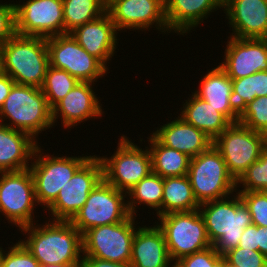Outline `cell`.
<instances>
[{
	"instance_id": "43",
	"label": "cell",
	"mask_w": 267,
	"mask_h": 267,
	"mask_svg": "<svg viewBox=\"0 0 267 267\" xmlns=\"http://www.w3.org/2000/svg\"><path fill=\"white\" fill-rule=\"evenodd\" d=\"M14 84L15 81L9 75L4 72L0 73V109Z\"/></svg>"
},
{
	"instance_id": "23",
	"label": "cell",
	"mask_w": 267,
	"mask_h": 267,
	"mask_svg": "<svg viewBox=\"0 0 267 267\" xmlns=\"http://www.w3.org/2000/svg\"><path fill=\"white\" fill-rule=\"evenodd\" d=\"M224 0H167L165 17L169 31L184 35L197 27L214 10L223 8Z\"/></svg>"
},
{
	"instance_id": "37",
	"label": "cell",
	"mask_w": 267,
	"mask_h": 267,
	"mask_svg": "<svg viewBox=\"0 0 267 267\" xmlns=\"http://www.w3.org/2000/svg\"><path fill=\"white\" fill-rule=\"evenodd\" d=\"M222 262L223 256L218 254L212 245L178 259L173 265L174 267H218Z\"/></svg>"
},
{
	"instance_id": "15",
	"label": "cell",
	"mask_w": 267,
	"mask_h": 267,
	"mask_svg": "<svg viewBox=\"0 0 267 267\" xmlns=\"http://www.w3.org/2000/svg\"><path fill=\"white\" fill-rule=\"evenodd\" d=\"M14 8L16 34L43 38L65 34L63 0H28L14 3Z\"/></svg>"
},
{
	"instance_id": "19",
	"label": "cell",
	"mask_w": 267,
	"mask_h": 267,
	"mask_svg": "<svg viewBox=\"0 0 267 267\" xmlns=\"http://www.w3.org/2000/svg\"><path fill=\"white\" fill-rule=\"evenodd\" d=\"M91 82H78L68 94L52 108L53 124L61 117L64 128H70L89 118L103 115L101 103L93 91Z\"/></svg>"
},
{
	"instance_id": "44",
	"label": "cell",
	"mask_w": 267,
	"mask_h": 267,
	"mask_svg": "<svg viewBox=\"0 0 267 267\" xmlns=\"http://www.w3.org/2000/svg\"><path fill=\"white\" fill-rule=\"evenodd\" d=\"M259 252L267 258V227L258 226Z\"/></svg>"
},
{
	"instance_id": "46",
	"label": "cell",
	"mask_w": 267,
	"mask_h": 267,
	"mask_svg": "<svg viewBox=\"0 0 267 267\" xmlns=\"http://www.w3.org/2000/svg\"><path fill=\"white\" fill-rule=\"evenodd\" d=\"M260 133L264 136V139L267 144V126Z\"/></svg>"
},
{
	"instance_id": "40",
	"label": "cell",
	"mask_w": 267,
	"mask_h": 267,
	"mask_svg": "<svg viewBox=\"0 0 267 267\" xmlns=\"http://www.w3.org/2000/svg\"><path fill=\"white\" fill-rule=\"evenodd\" d=\"M238 247L259 251L258 246V226L251 224L244 229Z\"/></svg>"
},
{
	"instance_id": "3",
	"label": "cell",
	"mask_w": 267,
	"mask_h": 267,
	"mask_svg": "<svg viewBox=\"0 0 267 267\" xmlns=\"http://www.w3.org/2000/svg\"><path fill=\"white\" fill-rule=\"evenodd\" d=\"M49 66L46 38L15 34L2 45V69L16 84L41 88Z\"/></svg>"
},
{
	"instance_id": "38",
	"label": "cell",
	"mask_w": 267,
	"mask_h": 267,
	"mask_svg": "<svg viewBox=\"0 0 267 267\" xmlns=\"http://www.w3.org/2000/svg\"><path fill=\"white\" fill-rule=\"evenodd\" d=\"M233 102L239 113L255 98L253 94L252 75L239 79H232Z\"/></svg>"
},
{
	"instance_id": "35",
	"label": "cell",
	"mask_w": 267,
	"mask_h": 267,
	"mask_svg": "<svg viewBox=\"0 0 267 267\" xmlns=\"http://www.w3.org/2000/svg\"><path fill=\"white\" fill-rule=\"evenodd\" d=\"M2 249L0 247V267H40L38 260L21 241L8 247V251Z\"/></svg>"
},
{
	"instance_id": "4",
	"label": "cell",
	"mask_w": 267,
	"mask_h": 267,
	"mask_svg": "<svg viewBox=\"0 0 267 267\" xmlns=\"http://www.w3.org/2000/svg\"><path fill=\"white\" fill-rule=\"evenodd\" d=\"M9 123H4V119ZM0 123L30 134L35 140L39 133L54 126L52 109L41 88L14 84L0 109Z\"/></svg>"
},
{
	"instance_id": "41",
	"label": "cell",
	"mask_w": 267,
	"mask_h": 267,
	"mask_svg": "<svg viewBox=\"0 0 267 267\" xmlns=\"http://www.w3.org/2000/svg\"><path fill=\"white\" fill-rule=\"evenodd\" d=\"M82 267H133L130 262H112L99 258L83 256Z\"/></svg>"
},
{
	"instance_id": "32",
	"label": "cell",
	"mask_w": 267,
	"mask_h": 267,
	"mask_svg": "<svg viewBox=\"0 0 267 267\" xmlns=\"http://www.w3.org/2000/svg\"><path fill=\"white\" fill-rule=\"evenodd\" d=\"M243 185L239 191L267 192V146L261 152L257 161L252 163L242 176L236 181V187Z\"/></svg>"
},
{
	"instance_id": "13",
	"label": "cell",
	"mask_w": 267,
	"mask_h": 267,
	"mask_svg": "<svg viewBox=\"0 0 267 267\" xmlns=\"http://www.w3.org/2000/svg\"><path fill=\"white\" fill-rule=\"evenodd\" d=\"M46 45L49 65L66 70L79 82L94 83L108 71L97 58L83 49L70 33L46 38Z\"/></svg>"
},
{
	"instance_id": "48",
	"label": "cell",
	"mask_w": 267,
	"mask_h": 267,
	"mask_svg": "<svg viewBox=\"0 0 267 267\" xmlns=\"http://www.w3.org/2000/svg\"><path fill=\"white\" fill-rule=\"evenodd\" d=\"M218 267H228L224 262H222Z\"/></svg>"
},
{
	"instance_id": "31",
	"label": "cell",
	"mask_w": 267,
	"mask_h": 267,
	"mask_svg": "<svg viewBox=\"0 0 267 267\" xmlns=\"http://www.w3.org/2000/svg\"><path fill=\"white\" fill-rule=\"evenodd\" d=\"M79 81L66 70L48 66L44 83L41 87L48 105L52 109L62 100Z\"/></svg>"
},
{
	"instance_id": "42",
	"label": "cell",
	"mask_w": 267,
	"mask_h": 267,
	"mask_svg": "<svg viewBox=\"0 0 267 267\" xmlns=\"http://www.w3.org/2000/svg\"><path fill=\"white\" fill-rule=\"evenodd\" d=\"M252 86L256 97L267 96V71L252 74Z\"/></svg>"
},
{
	"instance_id": "11",
	"label": "cell",
	"mask_w": 267,
	"mask_h": 267,
	"mask_svg": "<svg viewBox=\"0 0 267 267\" xmlns=\"http://www.w3.org/2000/svg\"><path fill=\"white\" fill-rule=\"evenodd\" d=\"M136 216L125 221L93 227L82 235L83 255L112 262H130L136 233Z\"/></svg>"
},
{
	"instance_id": "39",
	"label": "cell",
	"mask_w": 267,
	"mask_h": 267,
	"mask_svg": "<svg viewBox=\"0 0 267 267\" xmlns=\"http://www.w3.org/2000/svg\"><path fill=\"white\" fill-rule=\"evenodd\" d=\"M16 34L14 4H0V45Z\"/></svg>"
},
{
	"instance_id": "5",
	"label": "cell",
	"mask_w": 267,
	"mask_h": 267,
	"mask_svg": "<svg viewBox=\"0 0 267 267\" xmlns=\"http://www.w3.org/2000/svg\"><path fill=\"white\" fill-rule=\"evenodd\" d=\"M187 176L199 204L222 199L238 191L235 179L229 174L221 153L214 145L191 158Z\"/></svg>"
},
{
	"instance_id": "1",
	"label": "cell",
	"mask_w": 267,
	"mask_h": 267,
	"mask_svg": "<svg viewBox=\"0 0 267 267\" xmlns=\"http://www.w3.org/2000/svg\"><path fill=\"white\" fill-rule=\"evenodd\" d=\"M37 226L33 223L21 227L20 230L25 235L28 234L27 240L21 242L38 260L40 266L58 264L82 267V234L70 221L52 220Z\"/></svg>"
},
{
	"instance_id": "22",
	"label": "cell",
	"mask_w": 267,
	"mask_h": 267,
	"mask_svg": "<svg viewBox=\"0 0 267 267\" xmlns=\"http://www.w3.org/2000/svg\"><path fill=\"white\" fill-rule=\"evenodd\" d=\"M132 242L130 264L133 267H174L162 230L154 227H140ZM170 265V266H169Z\"/></svg>"
},
{
	"instance_id": "9",
	"label": "cell",
	"mask_w": 267,
	"mask_h": 267,
	"mask_svg": "<svg viewBox=\"0 0 267 267\" xmlns=\"http://www.w3.org/2000/svg\"><path fill=\"white\" fill-rule=\"evenodd\" d=\"M126 194L102 179L70 222L83 235L93 227L125 221L130 216Z\"/></svg>"
},
{
	"instance_id": "21",
	"label": "cell",
	"mask_w": 267,
	"mask_h": 267,
	"mask_svg": "<svg viewBox=\"0 0 267 267\" xmlns=\"http://www.w3.org/2000/svg\"><path fill=\"white\" fill-rule=\"evenodd\" d=\"M163 145L187 154L190 158L205 152L213 140L195 126L186 123L180 116L163 124L152 133Z\"/></svg>"
},
{
	"instance_id": "30",
	"label": "cell",
	"mask_w": 267,
	"mask_h": 267,
	"mask_svg": "<svg viewBox=\"0 0 267 267\" xmlns=\"http://www.w3.org/2000/svg\"><path fill=\"white\" fill-rule=\"evenodd\" d=\"M106 8L105 0H63L65 34L97 19L106 12Z\"/></svg>"
},
{
	"instance_id": "25",
	"label": "cell",
	"mask_w": 267,
	"mask_h": 267,
	"mask_svg": "<svg viewBox=\"0 0 267 267\" xmlns=\"http://www.w3.org/2000/svg\"><path fill=\"white\" fill-rule=\"evenodd\" d=\"M194 94L207 101L231 123L239 120V111L233 102L232 79L219 67L212 68L200 81Z\"/></svg>"
},
{
	"instance_id": "2",
	"label": "cell",
	"mask_w": 267,
	"mask_h": 267,
	"mask_svg": "<svg viewBox=\"0 0 267 267\" xmlns=\"http://www.w3.org/2000/svg\"><path fill=\"white\" fill-rule=\"evenodd\" d=\"M235 195H232L233 198L227 196L199 206L209 241L222 256L238 247L244 229L252 224L247 206L238 193Z\"/></svg>"
},
{
	"instance_id": "36",
	"label": "cell",
	"mask_w": 267,
	"mask_h": 267,
	"mask_svg": "<svg viewBox=\"0 0 267 267\" xmlns=\"http://www.w3.org/2000/svg\"><path fill=\"white\" fill-rule=\"evenodd\" d=\"M223 262L228 267H267V258L262 253L240 247L224 254Z\"/></svg>"
},
{
	"instance_id": "6",
	"label": "cell",
	"mask_w": 267,
	"mask_h": 267,
	"mask_svg": "<svg viewBox=\"0 0 267 267\" xmlns=\"http://www.w3.org/2000/svg\"><path fill=\"white\" fill-rule=\"evenodd\" d=\"M159 220L161 223L156 224L164 234L173 262L212 246L199 209L189 212H172L159 216Z\"/></svg>"
},
{
	"instance_id": "10",
	"label": "cell",
	"mask_w": 267,
	"mask_h": 267,
	"mask_svg": "<svg viewBox=\"0 0 267 267\" xmlns=\"http://www.w3.org/2000/svg\"><path fill=\"white\" fill-rule=\"evenodd\" d=\"M229 174L237 181L247 168L257 161L267 146L264 136L242 123H232L214 141Z\"/></svg>"
},
{
	"instance_id": "8",
	"label": "cell",
	"mask_w": 267,
	"mask_h": 267,
	"mask_svg": "<svg viewBox=\"0 0 267 267\" xmlns=\"http://www.w3.org/2000/svg\"><path fill=\"white\" fill-rule=\"evenodd\" d=\"M118 142V148L110 158L99 156V159L103 167V179L127 193L152 172L151 154L148 147L142 150L124 135Z\"/></svg>"
},
{
	"instance_id": "24",
	"label": "cell",
	"mask_w": 267,
	"mask_h": 267,
	"mask_svg": "<svg viewBox=\"0 0 267 267\" xmlns=\"http://www.w3.org/2000/svg\"><path fill=\"white\" fill-rule=\"evenodd\" d=\"M37 147L30 134L0 123V172L29 168Z\"/></svg>"
},
{
	"instance_id": "16",
	"label": "cell",
	"mask_w": 267,
	"mask_h": 267,
	"mask_svg": "<svg viewBox=\"0 0 267 267\" xmlns=\"http://www.w3.org/2000/svg\"><path fill=\"white\" fill-rule=\"evenodd\" d=\"M106 11L118 31H146L154 24L162 33H170L165 17V2L162 0H110Z\"/></svg>"
},
{
	"instance_id": "29",
	"label": "cell",
	"mask_w": 267,
	"mask_h": 267,
	"mask_svg": "<svg viewBox=\"0 0 267 267\" xmlns=\"http://www.w3.org/2000/svg\"><path fill=\"white\" fill-rule=\"evenodd\" d=\"M127 194L132 199L127 200L130 215L136 214L135 209L139 203V205L144 204L157 210L158 217L162 216L163 178L160 175L151 172L132 187Z\"/></svg>"
},
{
	"instance_id": "7",
	"label": "cell",
	"mask_w": 267,
	"mask_h": 267,
	"mask_svg": "<svg viewBox=\"0 0 267 267\" xmlns=\"http://www.w3.org/2000/svg\"><path fill=\"white\" fill-rule=\"evenodd\" d=\"M41 152L43 151L38 145L29 169L34 180L37 203L48 208L56 200L60 189L71 180L75 172L91 155L86 157H54L47 154L43 156ZM34 158H36L35 161Z\"/></svg>"
},
{
	"instance_id": "27",
	"label": "cell",
	"mask_w": 267,
	"mask_h": 267,
	"mask_svg": "<svg viewBox=\"0 0 267 267\" xmlns=\"http://www.w3.org/2000/svg\"><path fill=\"white\" fill-rule=\"evenodd\" d=\"M187 175L163 178L162 215L199 209Z\"/></svg>"
},
{
	"instance_id": "18",
	"label": "cell",
	"mask_w": 267,
	"mask_h": 267,
	"mask_svg": "<svg viewBox=\"0 0 267 267\" xmlns=\"http://www.w3.org/2000/svg\"><path fill=\"white\" fill-rule=\"evenodd\" d=\"M223 8L232 27L230 36L267 39V0H224Z\"/></svg>"
},
{
	"instance_id": "17",
	"label": "cell",
	"mask_w": 267,
	"mask_h": 267,
	"mask_svg": "<svg viewBox=\"0 0 267 267\" xmlns=\"http://www.w3.org/2000/svg\"><path fill=\"white\" fill-rule=\"evenodd\" d=\"M224 62L219 67L231 78L239 79L259 71H267V39L230 36Z\"/></svg>"
},
{
	"instance_id": "12",
	"label": "cell",
	"mask_w": 267,
	"mask_h": 267,
	"mask_svg": "<svg viewBox=\"0 0 267 267\" xmlns=\"http://www.w3.org/2000/svg\"><path fill=\"white\" fill-rule=\"evenodd\" d=\"M34 203L37 200L29 168L0 172V213L10 223L19 228L33 224Z\"/></svg>"
},
{
	"instance_id": "33",
	"label": "cell",
	"mask_w": 267,
	"mask_h": 267,
	"mask_svg": "<svg viewBox=\"0 0 267 267\" xmlns=\"http://www.w3.org/2000/svg\"><path fill=\"white\" fill-rule=\"evenodd\" d=\"M239 123L261 132L267 126V96L256 97L239 115Z\"/></svg>"
},
{
	"instance_id": "45",
	"label": "cell",
	"mask_w": 267,
	"mask_h": 267,
	"mask_svg": "<svg viewBox=\"0 0 267 267\" xmlns=\"http://www.w3.org/2000/svg\"><path fill=\"white\" fill-rule=\"evenodd\" d=\"M40 267H72L70 265H58V264H47V265H41Z\"/></svg>"
},
{
	"instance_id": "14",
	"label": "cell",
	"mask_w": 267,
	"mask_h": 267,
	"mask_svg": "<svg viewBox=\"0 0 267 267\" xmlns=\"http://www.w3.org/2000/svg\"><path fill=\"white\" fill-rule=\"evenodd\" d=\"M103 179V167L98 156H91L59 191L47 208L55 221H71L84 206L89 193Z\"/></svg>"
},
{
	"instance_id": "28",
	"label": "cell",
	"mask_w": 267,
	"mask_h": 267,
	"mask_svg": "<svg viewBox=\"0 0 267 267\" xmlns=\"http://www.w3.org/2000/svg\"><path fill=\"white\" fill-rule=\"evenodd\" d=\"M148 139L152 172L162 178L187 175L191 160L187 154L163 145L153 134Z\"/></svg>"
},
{
	"instance_id": "34",
	"label": "cell",
	"mask_w": 267,
	"mask_h": 267,
	"mask_svg": "<svg viewBox=\"0 0 267 267\" xmlns=\"http://www.w3.org/2000/svg\"><path fill=\"white\" fill-rule=\"evenodd\" d=\"M238 194L250 212L252 224L267 227V192L239 191Z\"/></svg>"
},
{
	"instance_id": "47",
	"label": "cell",
	"mask_w": 267,
	"mask_h": 267,
	"mask_svg": "<svg viewBox=\"0 0 267 267\" xmlns=\"http://www.w3.org/2000/svg\"><path fill=\"white\" fill-rule=\"evenodd\" d=\"M3 72L2 69V45H0V73Z\"/></svg>"
},
{
	"instance_id": "26",
	"label": "cell",
	"mask_w": 267,
	"mask_h": 267,
	"mask_svg": "<svg viewBox=\"0 0 267 267\" xmlns=\"http://www.w3.org/2000/svg\"><path fill=\"white\" fill-rule=\"evenodd\" d=\"M185 101L180 117L204 132L213 141L232 124L222 113L194 93Z\"/></svg>"
},
{
	"instance_id": "20",
	"label": "cell",
	"mask_w": 267,
	"mask_h": 267,
	"mask_svg": "<svg viewBox=\"0 0 267 267\" xmlns=\"http://www.w3.org/2000/svg\"><path fill=\"white\" fill-rule=\"evenodd\" d=\"M117 29L106 11L97 19L77 27L70 34L90 55L97 58L107 69V62L117 48ZM116 47V48H115Z\"/></svg>"
}]
</instances>
